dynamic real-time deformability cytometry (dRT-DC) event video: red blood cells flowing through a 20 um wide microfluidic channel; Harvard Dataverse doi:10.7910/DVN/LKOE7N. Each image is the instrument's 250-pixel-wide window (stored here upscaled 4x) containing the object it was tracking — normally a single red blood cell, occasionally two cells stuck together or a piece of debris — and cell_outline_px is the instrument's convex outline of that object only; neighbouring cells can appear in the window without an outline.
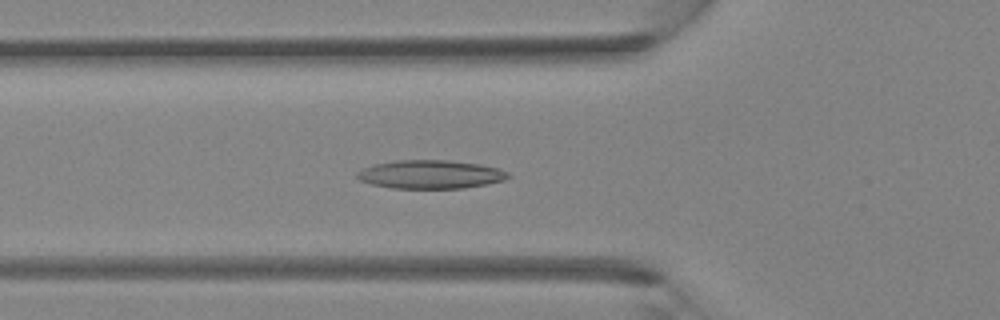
{"species": "Egyptian fruit bat (a non-hibernating species)", "species_latin": "Rousettus aegyptiacus", "temperature_condition": "room temperature", "stored_images_in_passage": 39, "camera_frame_rate_fps": 3000, "um_per_image_px": 0.085, "animal": {"sex": "female"}, "frame": {"image": 1, "passage_image": 13, "time_ms": 4.0, "image_size_px": [1000, 320], "cell_outline_px": [[512, 176], [504, 180], [464, 188], [392, 188], [372, 184], [360, 180], [356, 176], [356, 172], [372, 164], [396, 160], [448, 160], [480, 164], [496, 168], [508, 172]], "centroid_in_image_um": [36.57, 14.81], "position_along_channel_um": 89.2, "area_um2": 25.03}}
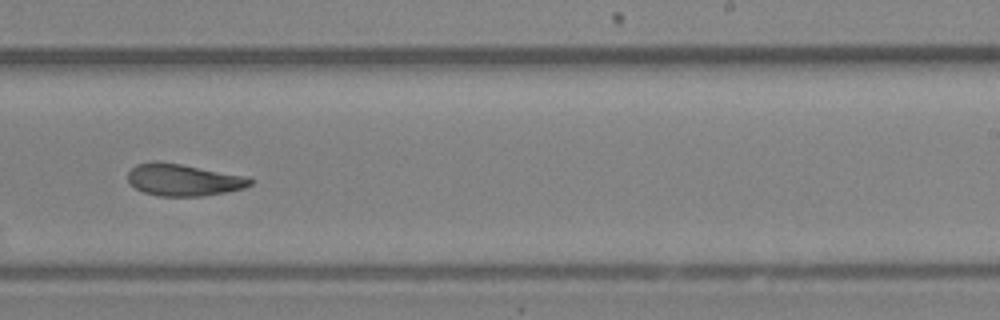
{"frame": {"image": 2, "passage_image": 24, "time_ms": 7.667, "image_size_px": [1000, 320], "cell_outline_px": [[252, 184], [244, 188], [224, 192], [200, 196], [160, 196], [144, 192], [136, 188], [128, 180], [128, 172], [136, 164], [152, 160], [156, 160], [180, 164], [248, 176], [252, 180]], "centroid_in_image_um": [15.58, 15.27], "position_along_channel_um": 273.4, "area_um2": 22.72}}
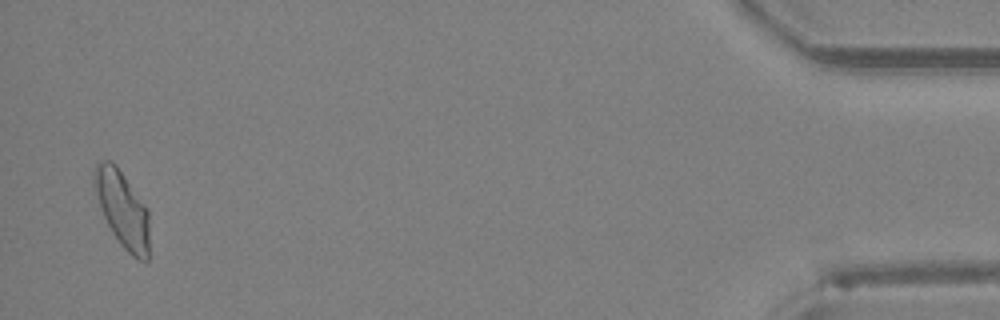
{"frame": {"image": 3, "passage_image": 38, "time_ms": 12.333, "image_size_px": [1000, 320], "cell_outline_px": [[148, 260], [140, 260], [132, 256], [120, 244], [112, 232], [104, 216], [92, 184], [92, 168], [100, 160], [112, 160], [116, 164], [148, 208]], "centroid_in_image_um": [10.37, 17.7], "position_along_channel_um": 424.8, "area_um2": 24.62}}